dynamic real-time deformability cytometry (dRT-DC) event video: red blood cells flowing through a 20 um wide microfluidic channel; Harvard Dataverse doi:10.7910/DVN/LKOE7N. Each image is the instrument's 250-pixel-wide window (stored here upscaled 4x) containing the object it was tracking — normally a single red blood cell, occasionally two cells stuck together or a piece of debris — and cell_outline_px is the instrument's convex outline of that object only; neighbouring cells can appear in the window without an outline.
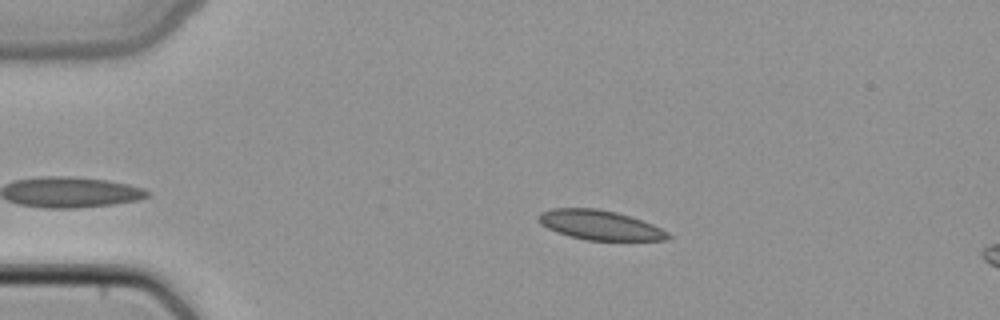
{"species": "common noctule bat (a hibernating species)", "species_latin": "Nyctalus noctula", "temperature_condition": "cold", "stored_images_in_passage": 9, "camera_frame_rate_fps": 3000, "um_per_image_px": 0.085, "animal": {"sex": "female", "body_mass_g": 22.7, "forearm_length_mm": 54.2}, "frame": {"image": 1, "passage_image": 3, "time_ms": 0.667, "image_size_px": [1000, 320], "cell_outline_px": [[672, 236], [668, 240], [584, 240], [568, 236], [556, 232], [540, 224], [536, 220], [536, 216], [540, 212], [552, 208], [596, 208], [616, 212], [652, 224], [668, 232]], "centroid_in_image_um": [50.93, 19.13], "position_along_channel_um": 34.1, "area_um2": 22.43}}